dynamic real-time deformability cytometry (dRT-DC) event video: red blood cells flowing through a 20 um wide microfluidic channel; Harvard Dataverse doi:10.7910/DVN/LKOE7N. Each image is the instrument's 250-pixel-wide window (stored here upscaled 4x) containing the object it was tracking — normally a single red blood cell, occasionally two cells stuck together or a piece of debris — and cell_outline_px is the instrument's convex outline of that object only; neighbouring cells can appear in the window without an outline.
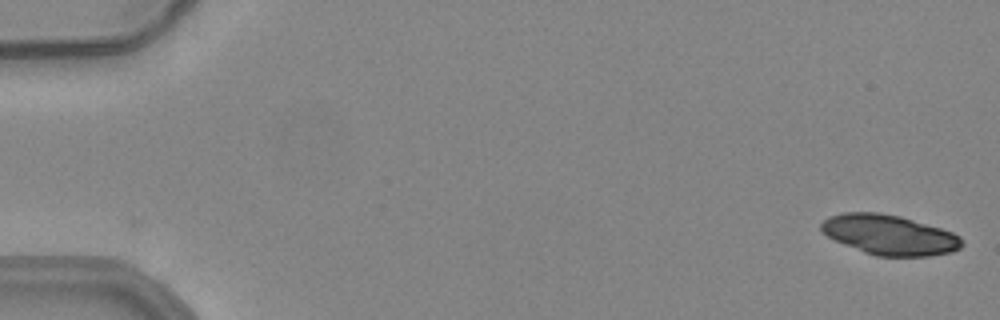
{"species": "common noctule bat (a hibernating species)", "species_latin": "Nyctalus noctula", "temperature_condition": "warm", "stored_images_in_passage": 22, "camera_frame_rate_fps": 3000, "um_per_image_px": 0.085, "animal": {"sex": "female", "body_mass_g": 24.6, "forearm_length_mm": 56.2}, "frame": {"image": 1, "passage_image": 1, "time_ms": 0.0, "image_size_px": [1000, 320], "cell_outline_px": [[964, 244], [960, 248], [952, 252], [928, 256], [876, 256], [864, 252], [844, 244], [828, 236], [820, 228], [820, 224], [828, 216], [844, 212], [876, 212], [900, 216], [940, 228], [952, 232], [960, 236], [964, 240]], "centroid_in_image_um": [75.62, 19.96], "position_along_channel_um": 9.4, "area_um2": 32.71}}